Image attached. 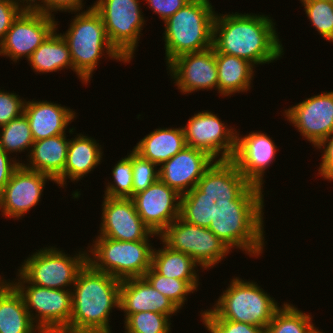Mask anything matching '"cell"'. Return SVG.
<instances>
[{
  "instance_id": "cell-41",
  "label": "cell",
  "mask_w": 333,
  "mask_h": 333,
  "mask_svg": "<svg viewBox=\"0 0 333 333\" xmlns=\"http://www.w3.org/2000/svg\"><path fill=\"white\" fill-rule=\"evenodd\" d=\"M82 2L83 0H41L33 9L45 15L55 17L54 13L52 14L54 11H68L69 13L82 11L84 5Z\"/></svg>"
},
{
  "instance_id": "cell-34",
  "label": "cell",
  "mask_w": 333,
  "mask_h": 333,
  "mask_svg": "<svg viewBox=\"0 0 333 333\" xmlns=\"http://www.w3.org/2000/svg\"><path fill=\"white\" fill-rule=\"evenodd\" d=\"M113 184L108 183L104 195L111 198L133 196V150L112 168Z\"/></svg>"
},
{
  "instance_id": "cell-24",
  "label": "cell",
  "mask_w": 333,
  "mask_h": 333,
  "mask_svg": "<svg viewBox=\"0 0 333 333\" xmlns=\"http://www.w3.org/2000/svg\"><path fill=\"white\" fill-rule=\"evenodd\" d=\"M101 145L91 137L77 134L69 140L68 152L63 174L55 181L60 187L66 185L67 178L71 181H79L85 175L101 164ZM65 184V185H64Z\"/></svg>"
},
{
  "instance_id": "cell-7",
  "label": "cell",
  "mask_w": 333,
  "mask_h": 333,
  "mask_svg": "<svg viewBox=\"0 0 333 333\" xmlns=\"http://www.w3.org/2000/svg\"><path fill=\"white\" fill-rule=\"evenodd\" d=\"M96 238L87 250L91 254L88 253L87 262L95 270L124 280L143 277L150 269L153 252L150 239L125 242L99 235Z\"/></svg>"
},
{
  "instance_id": "cell-5",
  "label": "cell",
  "mask_w": 333,
  "mask_h": 333,
  "mask_svg": "<svg viewBox=\"0 0 333 333\" xmlns=\"http://www.w3.org/2000/svg\"><path fill=\"white\" fill-rule=\"evenodd\" d=\"M214 6L190 0L164 22L166 66L177 57L212 47Z\"/></svg>"
},
{
  "instance_id": "cell-37",
  "label": "cell",
  "mask_w": 333,
  "mask_h": 333,
  "mask_svg": "<svg viewBox=\"0 0 333 333\" xmlns=\"http://www.w3.org/2000/svg\"><path fill=\"white\" fill-rule=\"evenodd\" d=\"M157 166L133 150V195L146 190L159 180Z\"/></svg>"
},
{
  "instance_id": "cell-22",
  "label": "cell",
  "mask_w": 333,
  "mask_h": 333,
  "mask_svg": "<svg viewBox=\"0 0 333 333\" xmlns=\"http://www.w3.org/2000/svg\"><path fill=\"white\" fill-rule=\"evenodd\" d=\"M124 319L143 311L157 312L171 318L179 308L166 296L156 290L144 277L121 280L119 310Z\"/></svg>"
},
{
  "instance_id": "cell-23",
  "label": "cell",
  "mask_w": 333,
  "mask_h": 333,
  "mask_svg": "<svg viewBox=\"0 0 333 333\" xmlns=\"http://www.w3.org/2000/svg\"><path fill=\"white\" fill-rule=\"evenodd\" d=\"M23 113L26 115L34 141L66 134L68 124L76 117L68 107L54 102L26 101Z\"/></svg>"
},
{
  "instance_id": "cell-13",
  "label": "cell",
  "mask_w": 333,
  "mask_h": 333,
  "mask_svg": "<svg viewBox=\"0 0 333 333\" xmlns=\"http://www.w3.org/2000/svg\"><path fill=\"white\" fill-rule=\"evenodd\" d=\"M222 122L217 114L209 110L194 113L183 127L187 146L206 152L216 161L231 160L236 148L237 131L227 128L228 125Z\"/></svg>"
},
{
  "instance_id": "cell-27",
  "label": "cell",
  "mask_w": 333,
  "mask_h": 333,
  "mask_svg": "<svg viewBox=\"0 0 333 333\" xmlns=\"http://www.w3.org/2000/svg\"><path fill=\"white\" fill-rule=\"evenodd\" d=\"M187 146L183 127L159 128L144 136L133 150L145 159L161 165Z\"/></svg>"
},
{
  "instance_id": "cell-14",
  "label": "cell",
  "mask_w": 333,
  "mask_h": 333,
  "mask_svg": "<svg viewBox=\"0 0 333 333\" xmlns=\"http://www.w3.org/2000/svg\"><path fill=\"white\" fill-rule=\"evenodd\" d=\"M58 25L55 17L34 9H25L0 43V56L9 57L15 63L22 57L28 60L43 41L58 29Z\"/></svg>"
},
{
  "instance_id": "cell-6",
  "label": "cell",
  "mask_w": 333,
  "mask_h": 333,
  "mask_svg": "<svg viewBox=\"0 0 333 333\" xmlns=\"http://www.w3.org/2000/svg\"><path fill=\"white\" fill-rule=\"evenodd\" d=\"M256 283L233 278L213 309L201 312V319H227L266 328L281 306Z\"/></svg>"
},
{
  "instance_id": "cell-29",
  "label": "cell",
  "mask_w": 333,
  "mask_h": 333,
  "mask_svg": "<svg viewBox=\"0 0 333 333\" xmlns=\"http://www.w3.org/2000/svg\"><path fill=\"white\" fill-rule=\"evenodd\" d=\"M56 30L29 57L28 63L34 72L43 74L57 72L64 68L73 70L69 46L61 33L57 34Z\"/></svg>"
},
{
  "instance_id": "cell-36",
  "label": "cell",
  "mask_w": 333,
  "mask_h": 333,
  "mask_svg": "<svg viewBox=\"0 0 333 333\" xmlns=\"http://www.w3.org/2000/svg\"><path fill=\"white\" fill-rule=\"evenodd\" d=\"M313 27L327 41L333 42V2L300 0Z\"/></svg>"
},
{
  "instance_id": "cell-35",
  "label": "cell",
  "mask_w": 333,
  "mask_h": 333,
  "mask_svg": "<svg viewBox=\"0 0 333 333\" xmlns=\"http://www.w3.org/2000/svg\"><path fill=\"white\" fill-rule=\"evenodd\" d=\"M170 317L162 313L143 311L124 320L126 333H170Z\"/></svg>"
},
{
  "instance_id": "cell-2",
  "label": "cell",
  "mask_w": 333,
  "mask_h": 333,
  "mask_svg": "<svg viewBox=\"0 0 333 333\" xmlns=\"http://www.w3.org/2000/svg\"><path fill=\"white\" fill-rule=\"evenodd\" d=\"M272 20L263 14L216 13L212 47L216 52L237 56L254 66L276 61L284 49Z\"/></svg>"
},
{
  "instance_id": "cell-48",
  "label": "cell",
  "mask_w": 333,
  "mask_h": 333,
  "mask_svg": "<svg viewBox=\"0 0 333 333\" xmlns=\"http://www.w3.org/2000/svg\"><path fill=\"white\" fill-rule=\"evenodd\" d=\"M207 4H211L209 0H204Z\"/></svg>"
},
{
  "instance_id": "cell-1",
  "label": "cell",
  "mask_w": 333,
  "mask_h": 333,
  "mask_svg": "<svg viewBox=\"0 0 333 333\" xmlns=\"http://www.w3.org/2000/svg\"><path fill=\"white\" fill-rule=\"evenodd\" d=\"M263 192L250 184L231 160L215 161L197 186L181 195L179 217L209 228L222 212H263Z\"/></svg>"
},
{
  "instance_id": "cell-26",
  "label": "cell",
  "mask_w": 333,
  "mask_h": 333,
  "mask_svg": "<svg viewBox=\"0 0 333 333\" xmlns=\"http://www.w3.org/2000/svg\"><path fill=\"white\" fill-rule=\"evenodd\" d=\"M42 333L17 289L6 280L0 286V333Z\"/></svg>"
},
{
  "instance_id": "cell-4",
  "label": "cell",
  "mask_w": 333,
  "mask_h": 333,
  "mask_svg": "<svg viewBox=\"0 0 333 333\" xmlns=\"http://www.w3.org/2000/svg\"><path fill=\"white\" fill-rule=\"evenodd\" d=\"M72 20L66 33L61 35L69 46L73 71L82 83L90 82L100 58L105 56L103 53L113 60L129 63L110 43L102 17L93 5L78 11Z\"/></svg>"
},
{
  "instance_id": "cell-33",
  "label": "cell",
  "mask_w": 333,
  "mask_h": 333,
  "mask_svg": "<svg viewBox=\"0 0 333 333\" xmlns=\"http://www.w3.org/2000/svg\"><path fill=\"white\" fill-rule=\"evenodd\" d=\"M156 290L171 300L179 309L185 305L187 295L197 291L198 280H179L158 274L152 267L143 276Z\"/></svg>"
},
{
  "instance_id": "cell-38",
  "label": "cell",
  "mask_w": 333,
  "mask_h": 333,
  "mask_svg": "<svg viewBox=\"0 0 333 333\" xmlns=\"http://www.w3.org/2000/svg\"><path fill=\"white\" fill-rule=\"evenodd\" d=\"M209 333H266L265 328L227 319H202Z\"/></svg>"
},
{
  "instance_id": "cell-40",
  "label": "cell",
  "mask_w": 333,
  "mask_h": 333,
  "mask_svg": "<svg viewBox=\"0 0 333 333\" xmlns=\"http://www.w3.org/2000/svg\"><path fill=\"white\" fill-rule=\"evenodd\" d=\"M25 9L16 0H0V43L13 22Z\"/></svg>"
},
{
  "instance_id": "cell-46",
  "label": "cell",
  "mask_w": 333,
  "mask_h": 333,
  "mask_svg": "<svg viewBox=\"0 0 333 333\" xmlns=\"http://www.w3.org/2000/svg\"><path fill=\"white\" fill-rule=\"evenodd\" d=\"M1 278H0V286L4 283V281H5V279L3 278V280H2V276H0Z\"/></svg>"
},
{
  "instance_id": "cell-28",
  "label": "cell",
  "mask_w": 333,
  "mask_h": 333,
  "mask_svg": "<svg viewBox=\"0 0 333 333\" xmlns=\"http://www.w3.org/2000/svg\"><path fill=\"white\" fill-rule=\"evenodd\" d=\"M218 75V93L230 96L233 93L247 92L252 84L255 66L237 56L215 51Z\"/></svg>"
},
{
  "instance_id": "cell-3",
  "label": "cell",
  "mask_w": 333,
  "mask_h": 333,
  "mask_svg": "<svg viewBox=\"0 0 333 333\" xmlns=\"http://www.w3.org/2000/svg\"><path fill=\"white\" fill-rule=\"evenodd\" d=\"M120 286L121 280L87 262L71 288L70 333H111L109 315L119 309Z\"/></svg>"
},
{
  "instance_id": "cell-8",
  "label": "cell",
  "mask_w": 333,
  "mask_h": 333,
  "mask_svg": "<svg viewBox=\"0 0 333 333\" xmlns=\"http://www.w3.org/2000/svg\"><path fill=\"white\" fill-rule=\"evenodd\" d=\"M17 274L18 281L10 283L21 294L32 321L42 333H70L72 290L29 284L19 273Z\"/></svg>"
},
{
  "instance_id": "cell-20",
  "label": "cell",
  "mask_w": 333,
  "mask_h": 333,
  "mask_svg": "<svg viewBox=\"0 0 333 333\" xmlns=\"http://www.w3.org/2000/svg\"><path fill=\"white\" fill-rule=\"evenodd\" d=\"M236 132V148L231 161L245 179L263 189L264 173L277 154V146L266 133L250 132L244 137Z\"/></svg>"
},
{
  "instance_id": "cell-32",
  "label": "cell",
  "mask_w": 333,
  "mask_h": 333,
  "mask_svg": "<svg viewBox=\"0 0 333 333\" xmlns=\"http://www.w3.org/2000/svg\"><path fill=\"white\" fill-rule=\"evenodd\" d=\"M0 147L8 154L29 151L34 143L29 121L24 113L0 127Z\"/></svg>"
},
{
  "instance_id": "cell-16",
  "label": "cell",
  "mask_w": 333,
  "mask_h": 333,
  "mask_svg": "<svg viewBox=\"0 0 333 333\" xmlns=\"http://www.w3.org/2000/svg\"><path fill=\"white\" fill-rule=\"evenodd\" d=\"M103 198L99 236L125 242L159 237L142 221L131 198Z\"/></svg>"
},
{
  "instance_id": "cell-18",
  "label": "cell",
  "mask_w": 333,
  "mask_h": 333,
  "mask_svg": "<svg viewBox=\"0 0 333 333\" xmlns=\"http://www.w3.org/2000/svg\"><path fill=\"white\" fill-rule=\"evenodd\" d=\"M181 195L161 180L131 197L142 221L160 235L180 215Z\"/></svg>"
},
{
  "instance_id": "cell-47",
  "label": "cell",
  "mask_w": 333,
  "mask_h": 333,
  "mask_svg": "<svg viewBox=\"0 0 333 333\" xmlns=\"http://www.w3.org/2000/svg\"><path fill=\"white\" fill-rule=\"evenodd\" d=\"M313 333H323V332L317 329V330L314 331ZM324 333H325V332H324Z\"/></svg>"
},
{
  "instance_id": "cell-31",
  "label": "cell",
  "mask_w": 333,
  "mask_h": 333,
  "mask_svg": "<svg viewBox=\"0 0 333 333\" xmlns=\"http://www.w3.org/2000/svg\"><path fill=\"white\" fill-rule=\"evenodd\" d=\"M311 316L286 302L275 312L265 331L266 333H313L318 328L314 326Z\"/></svg>"
},
{
  "instance_id": "cell-9",
  "label": "cell",
  "mask_w": 333,
  "mask_h": 333,
  "mask_svg": "<svg viewBox=\"0 0 333 333\" xmlns=\"http://www.w3.org/2000/svg\"><path fill=\"white\" fill-rule=\"evenodd\" d=\"M59 248L44 247L22 262L18 273L29 283L51 289L71 290L79 271L87 263L88 253L68 256ZM69 287V289L67 288ZM67 288V289H66Z\"/></svg>"
},
{
  "instance_id": "cell-44",
  "label": "cell",
  "mask_w": 333,
  "mask_h": 333,
  "mask_svg": "<svg viewBox=\"0 0 333 333\" xmlns=\"http://www.w3.org/2000/svg\"><path fill=\"white\" fill-rule=\"evenodd\" d=\"M10 157V154L6 153L0 147V193L3 191L4 187L12 177L13 172L21 164L20 161L16 160V158L14 159Z\"/></svg>"
},
{
  "instance_id": "cell-39",
  "label": "cell",
  "mask_w": 333,
  "mask_h": 333,
  "mask_svg": "<svg viewBox=\"0 0 333 333\" xmlns=\"http://www.w3.org/2000/svg\"><path fill=\"white\" fill-rule=\"evenodd\" d=\"M16 93L0 89V127L19 117L24 111L25 99Z\"/></svg>"
},
{
  "instance_id": "cell-12",
  "label": "cell",
  "mask_w": 333,
  "mask_h": 333,
  "mask_svg": "<svg viewBox=\"0 0 333 333\" xmlns=\"http://www.w3.org/2000/svg\"><path fill=\"white\" fill-rule=\"evenodd\" d=\"M264 212H222L211 221L209 230L230 249L236 247L257 257L264 248Z\"/></svg>"
},
{
  "instance_id": "cell-19",
  "label": "cell",
  "mask_w": 333,
  "mask_h": 333,
  "mask_svg": "<svg viewBox=\"0 0 333 333\" xmlns=\"http://www.w3.org/2000/svg\"><path fill=\"white\" fill-rule=\"evenodd\" d=\"M47 180L54 181L50 176L20 164L0 193L2 215L19 219L28 213L40 201Z\"/></svg>"
},
{
  "instance_id": "cell-17",
  "label": "cell",
  "mask_w": 333,
  "mask_h": 333,
  "mask_svg": "<svg viewBox=\"0 0 333 333\" xmlns=\"http://www.w3.org/2000/svg\"><path fill=\"white\" fill-rule=\"evenodd\" d=\"M167 70L181 93L199 90L218 91L215 50L210 47L199 52L183 54L167 65Z\"/></svg>"
},
{
  "instance_id": "cell-11",
  "label": "cell",
  "mask_w": 333,
  "mask_h": 333,
  "mask_svg": "<svg viewBox=\"0 0 333 333\" xmlns=\"http://www.w3.org/2000/svg\"><path fill=\"white\" fill-rule=\"evenodd\" d=\"M159 237L172 250L189 255L203 270L214 267L231 252L208 228L190 224L180 217Z\"/></svg>"
},
{
  "instance_id": "cell-30",
  "label": "cell",
  "mask_w": 333,
  "mask_h": 333,
  "mask_svg": "<svg viewBox=\"0 0 333 333\" xmlns=\"http://www.w3.org/2000/svg\"><path fill=\"white\" fill-rule=\"evenodd\" d=\"M153 249L151 267L160 275L179 280H199L197 263L187 254L172 250L164 242Z\"/></svg>"
},
{
  "instance_id": "cell-43",
  "label": "cell",
  "mask_w": 333,
  "mask_h": 333,
  "mask_svg": "<svg viewBox=\"0 0 333 333\" xmlns=\"http://www.w3.org/2000/svg\"><path fill=\"white\" fill-rule=\"evenodd\" d=\"M148 8L153 9L156 14L165 22L190 0H145Z\"/></svg>"
},
{
  "instance_id": "cell-21",
  "label": "cell",
  "mask_w": 333,
  "mask_h": 333,
  "mask_svg": "<svg viewBox=\"0 0 333 333\" xmlns=\"http://www.w3.org/2000/svg\"><path fill=\"white\" fill-rule=\"evenodd\" d=\"M215 161L206 152L186 146L160 165L159 180L183 195L197 186Z\"/></svg>"
},
{
  "instance_id": "cell-15",
  "label": "cell",
  "mask_w": 333,
  "mask_h": 333,
  "mask_svg": "<svg viewBox=\"0 0 333 333\" xmlns=\"http://www.w3.org/2000/svg\"><path fill=\"white\" fill-rule=\"evenodd\" d=\"M283 114L316 148L333 134V91L306 98Z\"/></svg>"
},
{
  "instance_id": "cell-25",
  "label": "cell",
  "mask_w": 333,
  "mask_h": 333,
  "mask_svg": "<svg viewBox=\"0 0 333 333\" xmlns=\"http://www.w3.org/2000/svg\"><path fill=\"white\" fill-rule=\"evenodd\" d=\"M68 146L66 134L34 141L28 152V165L21 164L27 169L50 176L55 182L63 174Z\"/></svg>"
},
{
  "instance_id": "cell-45",
  "label": "cell",
  "mask_w": 333,
  "mask_h": 333,
  "mask_svg": "<svg viewBox=\"0 0 333 333\" xmlns=\"http://www.w3.org/2000/svg\"><path fill=\"white\" fill-rule=\"evenodd\" d=\"M16 1L26 9H33L41 0H16Z\"/></svg>"
},
{
  "instance_id": "cell-10",
  "label": "cell",
  "mask_w": 333,
  "mask_h": 333,
  "mask_svg": "<svg viewBox=\"0 0 333 333\" xmlns=\"http://www.w3.org/2000/svg\"><path fill=\"white\" fill-rule=\"evenodd\" d=\"M139 0H97L93 8L101 15L113 47L128 61L134 58L145 24Z\"/></svg>"
},
{
  "instance_id": "cell-42",
  "label": "cell",
  "mask_w": 333,
  "mask_h": 333,
  "mask_svg": "<svg viewBox=\"0 0 333 333\" xmlns=\"http://www.w3.org/2000/svg\"><path fill=\"white\" fill-rule=\"evenodd\" d=\"M321 163L319 173L321 177L328 181L333 180V134L327 139L323 140L316 149H322Z\"/></svg>"
}]
</instances>
